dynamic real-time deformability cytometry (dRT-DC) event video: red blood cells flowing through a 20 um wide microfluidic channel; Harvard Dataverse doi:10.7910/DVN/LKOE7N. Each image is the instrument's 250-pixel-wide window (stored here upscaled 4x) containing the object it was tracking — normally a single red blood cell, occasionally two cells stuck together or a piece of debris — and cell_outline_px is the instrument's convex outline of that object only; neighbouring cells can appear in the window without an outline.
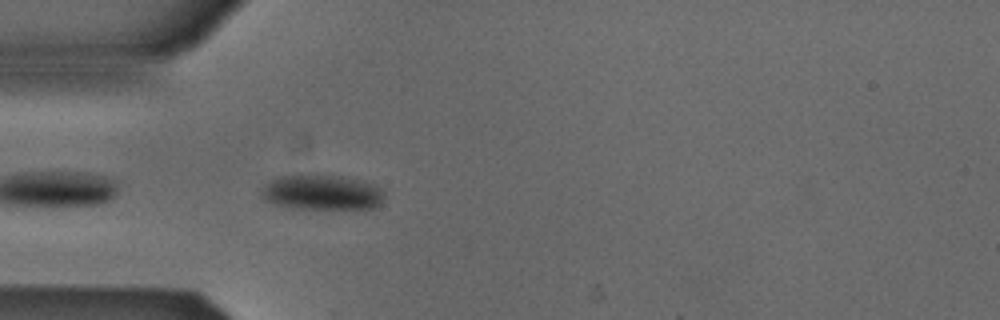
{"species": "Egyptian fruit bat (a non-hibernating species)", "species_latin": "Rousettus aegyptiacus", "temperature_condition": "cold", "stored_images_in_passage": 39, "camera_frame_rate_fps": 3000, "um_per_image_px": 0.085, "animal": {"sex": "male"}, "frame": {"image": 1, "passage_image": 2, "time_ms": 0.333, "image_size_px": [1000, 320], "cell_outline_px": [[384, 196], [380, 204], [376, 208], [292, 208], [276, 204], [264, 200], [260, 192], [264, 184], [280, 176], [340, 176], [364, 180], [376, 184], [384, 188]], "centroid_in_image_um": [27.42, 16.36], "position_along_channel_um": 57.6, "area_um2": 25.03}}
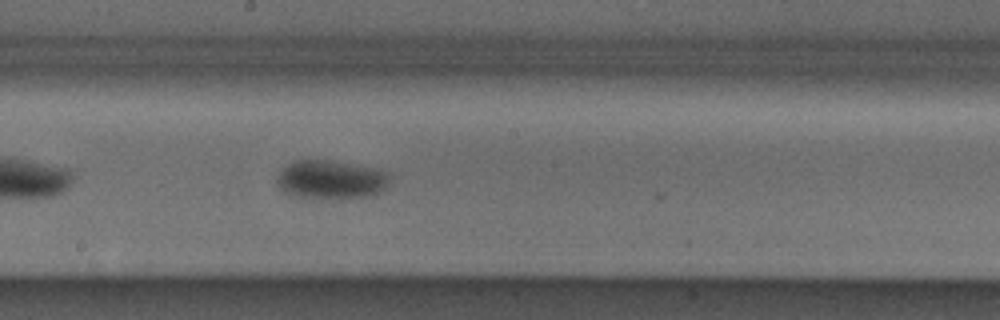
{"frame": {"image": 2, "passage_image": 15, "time_ms": 4.667, "image_size_px": [1000, 320], "cell_outline_px": [[388, 184], [380, 192], [368, 196], [296, 196], [284, 192], [276, 184], [276, 180], [280, 172], [288, 164], [296, 160], [328, 160], [372, 168], [388, 172]], "centroid_in_image_um": [28.09, 15.23], "position_along_channel_um": 220.1, "area_um2": 24.39}}
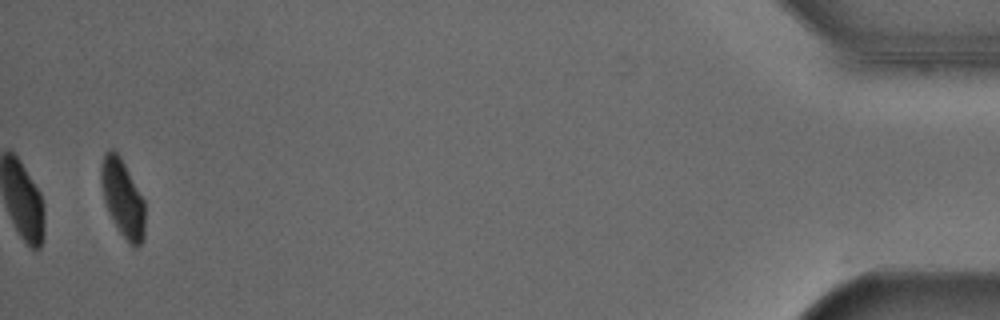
{"frame": {"image": 3, "passage_image": 38, "time_ms": 12.333, "image_size_px": [1000, 320], "cell_outline_px": [[144, 240], [136, 248], [132, 248], [120, 232], [112, 220], [108, 212], [104, 200], [100, 180], [100, 164], [104, 152], [112, 148], [120, 156], [144, 200]], "centroid_in_image_um": [10.4, 16.85], "position_along_channel_um": 424.8, "area_um2": 19.94}, "authors_computed_cell_mechanics": {"area_um2": 24.7384, "velocity_mm_per_s": 3.8471, "shape_relaxation_time_tau1_ms": 1.9263, "shape_relaxation_time_tau2_ms": null, "deformation_change_tau1": 0.074, "deformation_change_tau2": null}}